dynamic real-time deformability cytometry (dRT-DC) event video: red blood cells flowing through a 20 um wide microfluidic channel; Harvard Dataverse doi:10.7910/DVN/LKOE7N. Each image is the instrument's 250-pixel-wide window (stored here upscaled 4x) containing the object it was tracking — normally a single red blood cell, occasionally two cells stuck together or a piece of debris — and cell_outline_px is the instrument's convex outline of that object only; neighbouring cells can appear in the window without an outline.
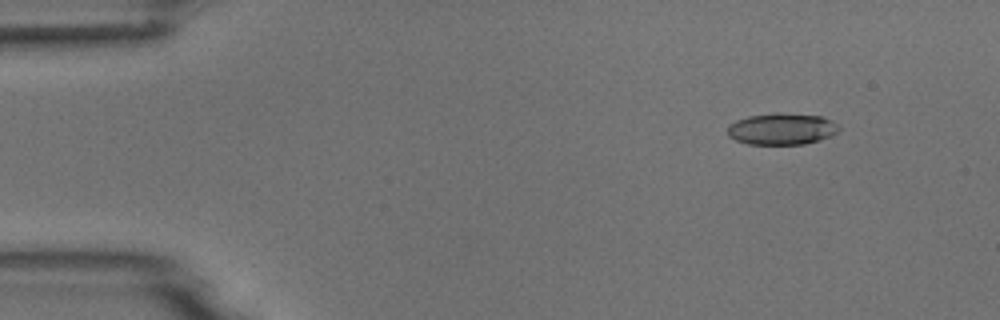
{"species": "common noctule bat (a hibernating species)", "species_latin": "Nyctalus noctula", "temperature_condition": "room temperature", "stored_images_in_passage": 4, "camera_frame_rate_fps": 3000, "um_per_image_px": 0.085, "animal": {"sex": "male", "body_mass_g": 18.8}, "frame": {"image": 1, "passage_image": 2, "time_ms": 1.333, "image_size_px": [1000, 320], "cell_outline_px": [[840, 128], [832, 136], [820, 140], [804, 144], [748, 144], [736, 140], [728, 136], [728, 124], [736, 120], [748, 116], [772, 112], [776, 112], [824, 116], [840, 124]], "centroid_in_image_um": [66.48, 10.94], "position_along_channel_um": 18.5, "area_um2": 20.87}}
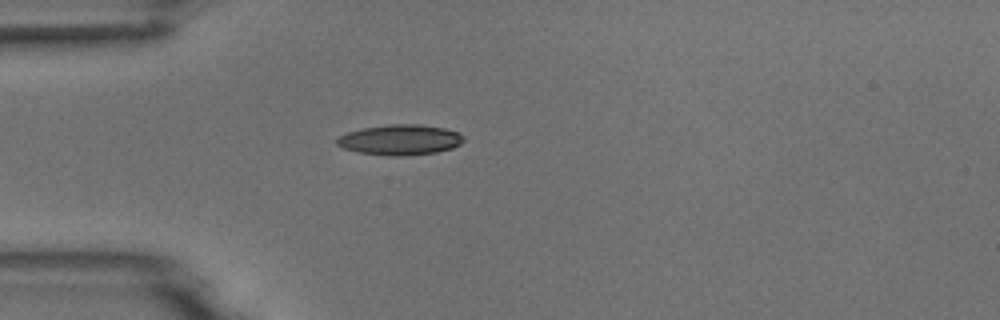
{"frame": {"image": 2, "passage_image": 4, "time_ms": 4.333, "image_size_px": [1000, 320], "cell_outline_px": [[464, 140], [460, 144], [452, 148], [436, 152], [400, 156], [388, 156], [356, 152], [344, 148], [336, 144], [336, 140], [340, 136], [348, 132], [364, 128], [388, 124], [420, 124], [444, 128], [460, 132], [464, 136]], "centroid_in_image_um": [34.03, 11.88], "position_along_channel_um": 51.0, "area_um2": 22.48}}